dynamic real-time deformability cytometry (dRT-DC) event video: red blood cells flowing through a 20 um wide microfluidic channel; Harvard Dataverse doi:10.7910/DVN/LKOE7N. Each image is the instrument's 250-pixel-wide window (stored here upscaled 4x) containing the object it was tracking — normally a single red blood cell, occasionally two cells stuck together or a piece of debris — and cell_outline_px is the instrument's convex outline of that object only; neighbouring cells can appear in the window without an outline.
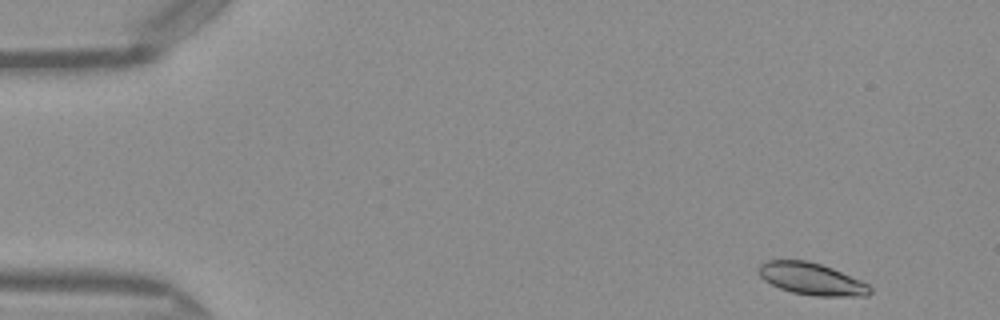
{"species": "Egyptian fruit bat (a non-hibernating species)", "species_latin": "Rousettus aegyptiacus", "temperature_condition": "warm", "stored_images_in_passage": 48, "camera_frame_rate_fps": 3000, "um_per_image_px": 0.085, "frame": {"image": 1, "passage_image": 2, "time_ms": 0.333, "image_size_px": [1000, 320], "cell_outline_px": [[872, 292], [868, 296], [812, 296], [792, 292], [780, 288], [764, 280], [760, 276], [756, 268], [764, 260], [808, 260], [832, 268], [860, 280], [868, 284], [872, 288]], "centroid_in_image_um": [68.97, 23.7], "position_along_channel_um": 16.0, "area_um2": 20.92}}
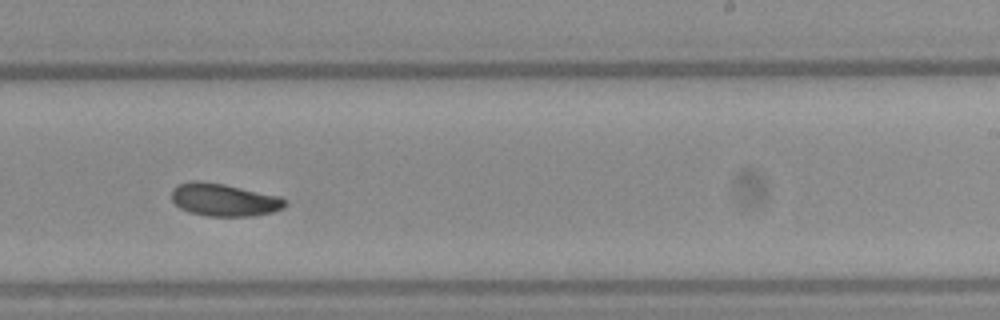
{"frame": {"image": 2, "passage_image": 29, "time_ms": 9.333, "image_size_px": [1000, 320], "cell_outline_px": [[288, 204], [284, 208], [272, 212], [252, 216], [208, 216], [188, 212], [180, 208], [172, 200], [172, 188], [176, 184], [192, 180], [200, 180], [224, 184], [280, 196], [288, 200]], "centroid_in_image_um": [19.05, 16.97], "position_along_channel_um": 270.0, "area_um2": 21.91}}
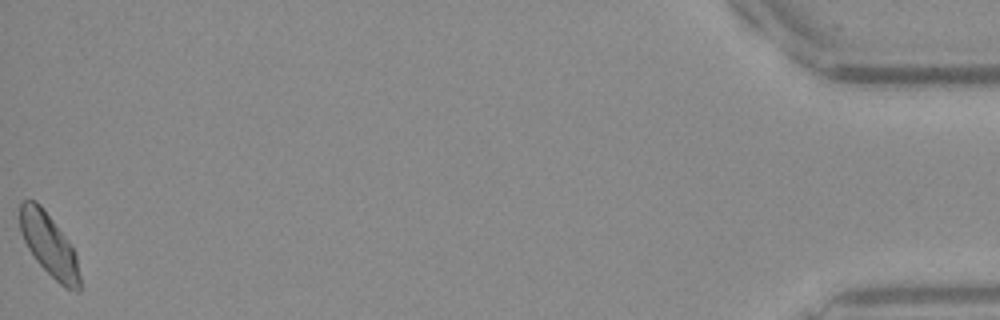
{"frame": {"image": 3, "passage_image": 48, "time_ms": 15.667, "image_size_px": [1000, 320], "cell_outline_px": [[80, 288], [76, 292], [64, 288], [36, 260], [28, 248], [20, 232], [20, 204], [24, 200], [36, 200], [44, 208], [72, 244], [76, 252], [80, 276]], "centroid_in_image_um": [4.2, 20.81], "position_along_channel_um": 431.0, "area_um2": 22.02}, "authors_computed_cell_mechanics": {"area_um2": 21.6172, "velocity_mm_per_s": 4.0633, "shape_relaxation_time_tau1_ms": 3.2517, "shape_relaxation_time_tau2_ms": 6.8325, "deformation_change_tau1": 0.0944, "deformation_change_tau2": 0.1132}}